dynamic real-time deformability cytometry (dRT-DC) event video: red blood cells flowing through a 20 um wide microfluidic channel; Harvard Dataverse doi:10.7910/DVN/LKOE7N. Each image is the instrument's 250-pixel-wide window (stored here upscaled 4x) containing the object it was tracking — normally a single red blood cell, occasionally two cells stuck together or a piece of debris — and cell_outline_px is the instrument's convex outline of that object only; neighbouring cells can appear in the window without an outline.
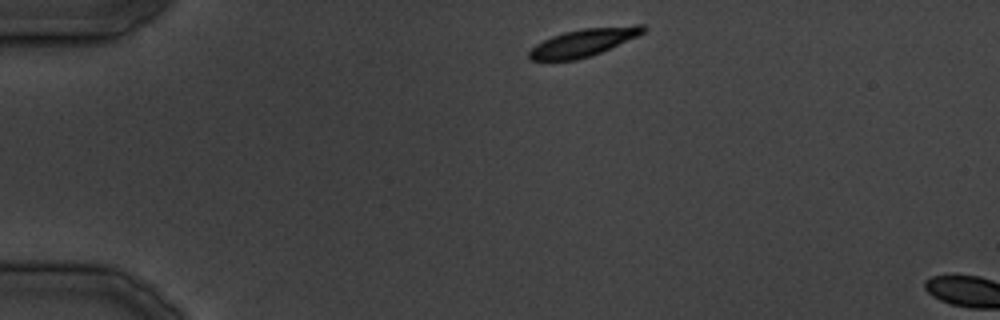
{"species": "common noctule bat (a hibernating species)", "species_latin": "Nyctalus noctula", "temperature_condition": "cold", "stored_images_in_passage": 3, "camera_frame_rate_fps": 3000, "um_per_image_px": 0.085, "animal": {"sex": "male", "body_mass_g": 19.5, "forearm_length_mm": 54.6}, "frame": {"image": 1, "passage_image": 1, "time_ms": 0.0, "image_size_px": [1000, 320], "cell_outline_px": [[648, 28], [644, 32], [636, 36], [592, 56], [576, 60], [528, 60], [528, 52], [536, 44], [552, 36], [564, 32], [584, 28], [636, 24], [644, 24]], "centroid_in_image_um": [49.61, 3.6], "position_along_channel_um": 35.4, "area_um2": 18.38}}